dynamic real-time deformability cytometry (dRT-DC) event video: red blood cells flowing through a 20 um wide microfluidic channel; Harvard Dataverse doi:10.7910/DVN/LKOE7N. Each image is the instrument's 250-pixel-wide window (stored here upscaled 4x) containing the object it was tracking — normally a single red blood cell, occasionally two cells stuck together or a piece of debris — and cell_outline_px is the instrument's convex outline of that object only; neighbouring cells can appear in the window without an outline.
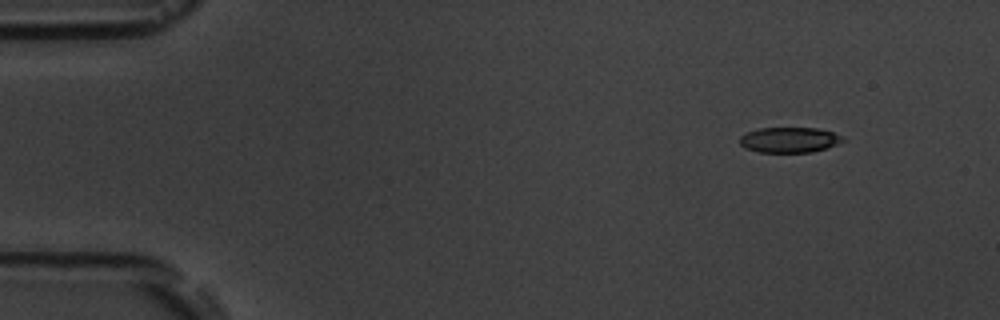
{"species": "common noctule bat (a hibernating species)", "species_latin": "Nyctalus noctula", "temperature_condition": "room temperature", "stored_images_in_passage": 6, "camera_frame_rate_fps": 3000, "um_per_image_px": 0.085, "animal": {"sex": "male", "body_mass_g": 19.5, "forearm_length_mm": 54.6}, "frame": {"image": 1, "passage_image": 2, "time_ms": 1.333, "image_size_px": [1000, 320], "cell_outline_px": [[844, 140], [836, 144], [812, 152], [760, 152], [744, 148], [740, 144], [740, 136], [748, 132], [760, 128], [816, 128], [832, 132], [844, 136]], "centroid_in_image_um": [67.08, 11.89], "position_along_channel_um": 17.9, "area_um2": 15.09}}
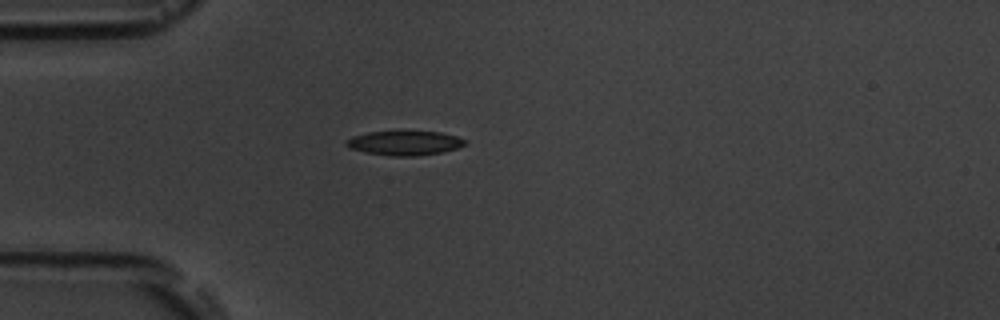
{"frame": {"image": 2, "passage_image": 5, "time_ms": 4.667, "image_size_px": [1000, 320], "cell_outline_px": [[464, 144], [456, 148], [444, 152], [416, 156], [388, 156], [364, 152], [348, 148], [344, 144], [344, 140], [352, 136], [368, 132], [440, 132], [456, 136], [464, 140]], "centroid_in_image_um": [34.3, 12.17], "position_along_channel_um": 50.7, "area_um2": 16.82}}